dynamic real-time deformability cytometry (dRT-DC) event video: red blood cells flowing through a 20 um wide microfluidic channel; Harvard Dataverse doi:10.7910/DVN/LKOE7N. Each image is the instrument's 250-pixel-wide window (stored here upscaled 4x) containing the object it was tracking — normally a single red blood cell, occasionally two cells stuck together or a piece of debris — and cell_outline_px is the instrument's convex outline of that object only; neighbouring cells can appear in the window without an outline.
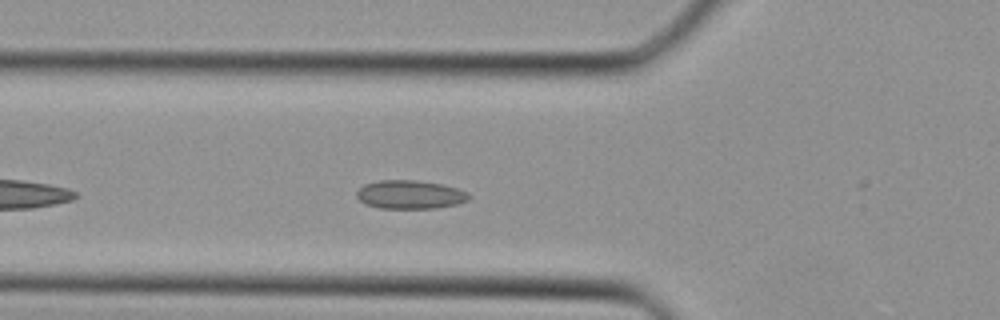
{"species": "Egyptian fruit bat (a non-hibernating species)", "species_latin": "Rousettus aegyptiacus", "temperature_condition": "cold", "stored_images_in_passage": 29, "camera_frame_rate_fps": 3000, "um_per_image_px": 0.085, "animal": {"sex": "female"}, "frame": {"image": 1, "passage_image": 5, "time_ms": 1.333, "image_size_px": [1000, 320], "cell_outline_px": [[468, 200], [456, 204], [436, 208], [380, 208], [368, 204], [360, 200], [356, 196], [356, 192], [364, 184], [380, 180], [416, 180], [444, 184], [468, 192]], "centroid_in_image_um": [34.85, 16.53], "position_along_channel_um": 90.9, "area_um2": 18.55}}
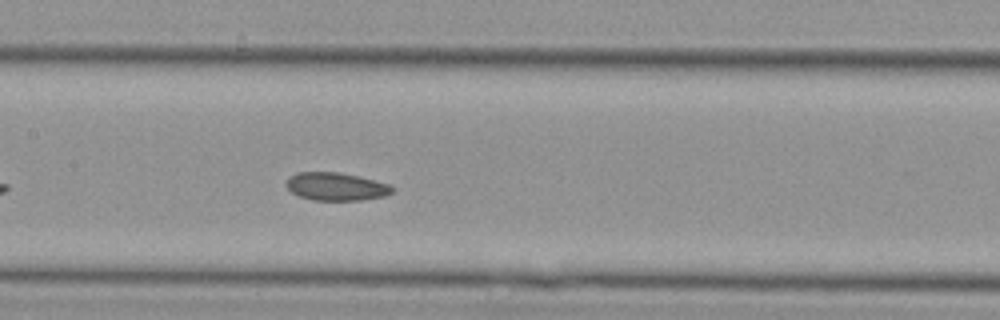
{"frame": {"image": 2, "passage_image": 10, "time_ms": 3.0, "image_size_px": [1000, 320], "cell_outline_px": [[396, 188], [392, 192], [384, 196], [360, 200], [312, 200], [300, 196], [292, 192], [284, 184], [288, 176], [296, 172], [336, 172], [356, 176], [388, 184]], "centroid_in_image_um": [28.52, 15.85], "position_along_channel_um": 178.9, "area_um2": 17.17}}
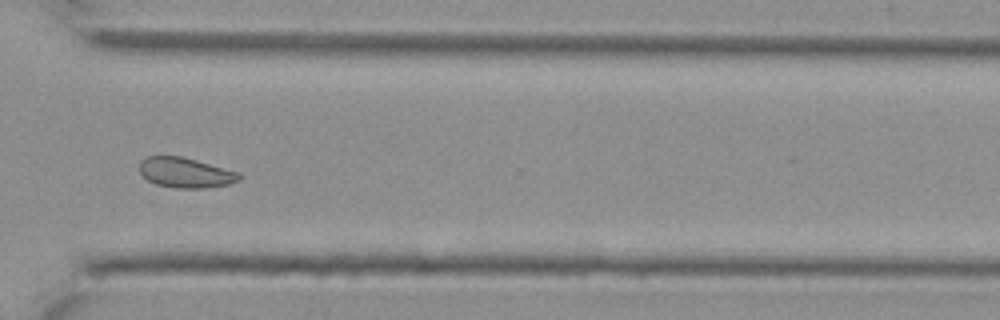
{"frame": {"image": 3, "passage_image": 20, "time_ms": 6.333, "image_size_px": [1000, 320], "cell_outline_px": [[244, 176], [240, 180], [228, 184], [204, 188], [176, 188], [156, 184], [148, 180], [140, 172], [140, 160], [148, 156], [180, 156], [196, 160], [240, 172]], "centroid_in_image_um": [15.8, 14.67], "position_along_channel_um": 354.8, "area_um2": 17.51}}